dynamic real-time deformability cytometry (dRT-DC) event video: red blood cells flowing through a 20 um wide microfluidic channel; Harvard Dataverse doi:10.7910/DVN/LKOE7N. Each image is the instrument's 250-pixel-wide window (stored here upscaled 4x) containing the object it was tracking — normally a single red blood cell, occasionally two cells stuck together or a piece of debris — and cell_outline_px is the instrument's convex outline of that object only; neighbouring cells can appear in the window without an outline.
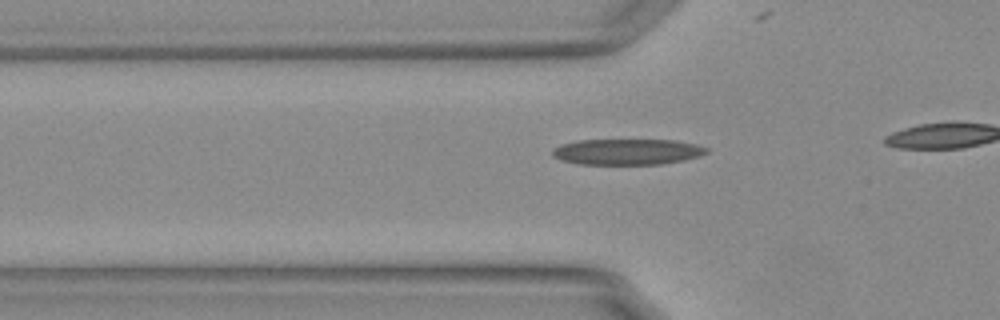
{"species": "Egyptian fruit bat (a non-hibernating species)", "species_latin": "Rousettus aegyptiacus", "temperature_condition": "warm", "stored_images_in_passage": 21, "camera_frame_rate_fps": 3000, "um_per_image_px": 0.085, "animal": {"sex": "female"}, "frame": {"image": 1, "passage_image": 15, "time_ms": 4.667, "image_size_px": [1000, 320], "cell_outline_px": [[708, 152], [700, 156], [684, 160], [660, 164], [580, 164], [560, 160], [552, 156], [552, 148], [560, 144], [576, 140], [676, 140], [696, 144], [708, 148]], "centroid_in_image_um": [53.29, 12.9], "position_along_channel_um": 72.5, "area_um2": 23.41}}
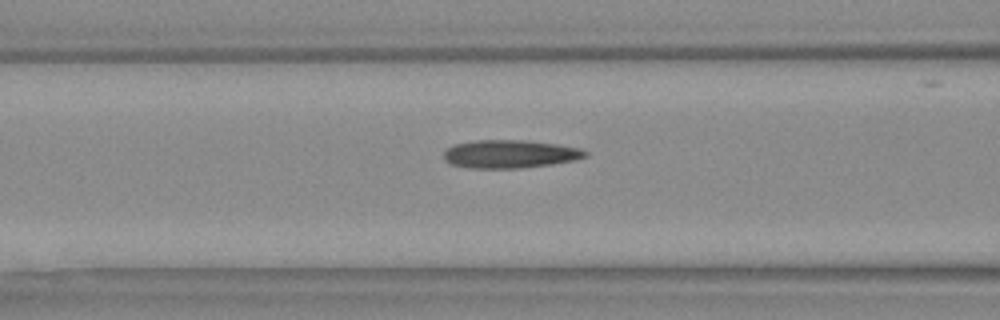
{"frame": {"image": 2, "passage_image": 19, "time_ms": 6.0, "image_size_px": [1000, 320], "cell_outline_px": [[588, 156], [576, 160], [552, 164], [520, 168], [468, 168], [452, 164], [444, 160], [444, 152], [448, 148], [456, 144], [472, 140], [524, 140], [556, 144], [580, 148], [588, 152]], "centroid_in_image_um": [43.36, 13.09], "position_along_channel_um": 123.2, "area_um2": 23.24}}